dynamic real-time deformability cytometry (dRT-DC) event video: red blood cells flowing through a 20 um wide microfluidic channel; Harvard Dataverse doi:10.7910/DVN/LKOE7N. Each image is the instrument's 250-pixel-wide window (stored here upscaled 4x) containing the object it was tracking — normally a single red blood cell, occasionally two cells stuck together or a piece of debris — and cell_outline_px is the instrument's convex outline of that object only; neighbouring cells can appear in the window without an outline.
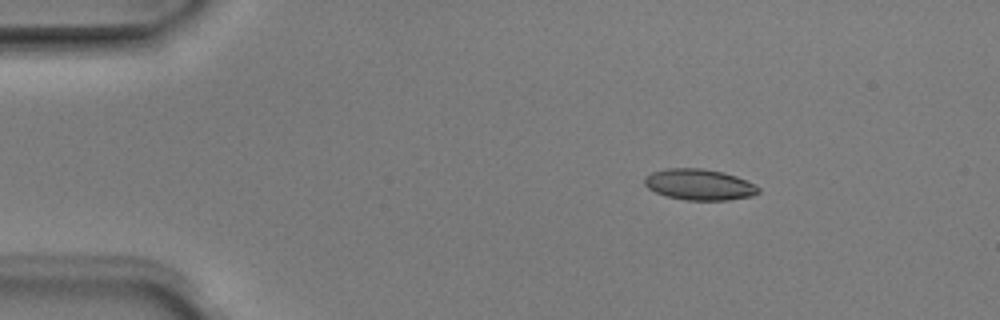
{"species": "Egyptian fruit bat (a non-hibernating species)", "species_latin": "Rousettus aegyptiacus", "temperature_condition": "room temperature", "stored_images_in_passage": 5, "camera_frame_rate_fps": 3000, "um_per_image_px": 0.085, "animal": {"sex": "male"}, "frame": {"image": 1, "passage_image": 3, "time_ms": 0.667, "image_size_px": [1000, 320], "cell_outline_px": [[760, 192], [752, 196], [728, 200], [688, 200], [668, 196], [656, 192], [648, 188], [644, 184], [644, 176], [652, 172], [664, 168], [704, 168], [724, 172], [736, 176], [756, 184], [760, 188]], "centroid_in_image_um": [59.45, 15.67], "position_along_channel_um": 25.5, "area_um2": 20.75}}
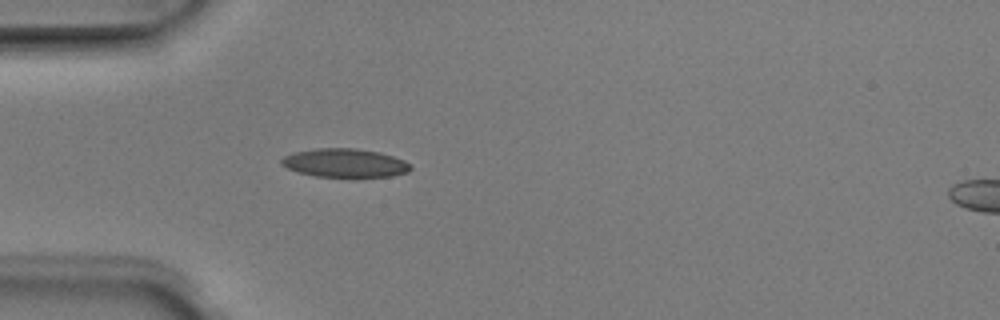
{"frame": {"image": 2, "passage_image": 5, "time_ms": 1.333, "image_size_px": [1000, 320], "cell_outline_px": [[412, 168], [408, 172], [392, 176], [316, 176], [296, 172], [280, 164], [280, 160], [284, 156], [292, 152], [316, 148], [356, 148], [380, 152], [404, 160], [412, 164]], "centroid_in_image_um": [29.3, 13.84], "position_along_channel_um": 55.7, "area_um2": 21.56}}